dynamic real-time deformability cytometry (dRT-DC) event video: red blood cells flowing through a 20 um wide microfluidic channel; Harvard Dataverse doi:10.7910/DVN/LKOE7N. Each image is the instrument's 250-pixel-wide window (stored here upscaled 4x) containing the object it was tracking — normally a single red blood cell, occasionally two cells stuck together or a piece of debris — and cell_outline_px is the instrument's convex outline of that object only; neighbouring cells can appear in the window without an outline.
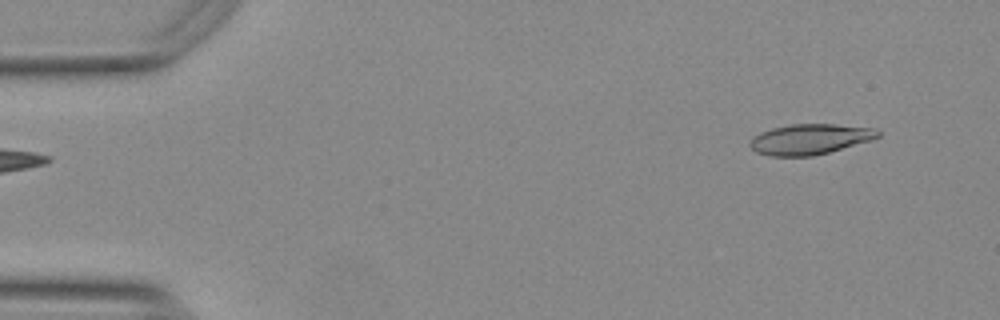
{"species": "Egyptian fruit bat (a non-hibernating species)", "species_latin": "Rousettus aegyptiacus", "temperature_condition": "warm", "stored_images_in_passage": 12, "camera_frame_rate_fps": 3000, "um_per_image_px": 0.085, "animal": {"sex": "female"}, "frame": {"image": 1, "passage_image": 1, "time_ms": 0.0, "image_size_px": [1000, 320], "cell_outline_px": [[880, 136], [872, 140], [828, 152], [812, 156], [772, 156], [756, 152], [748, 144], [760, 132], [772, 128], [792, 124], [836, 124], [876, 128], [880, 132]], "centroid_in_image_um": [68.87, 11.82], "position_along_channel_um": 16.1, "area_um2": 22.6}}
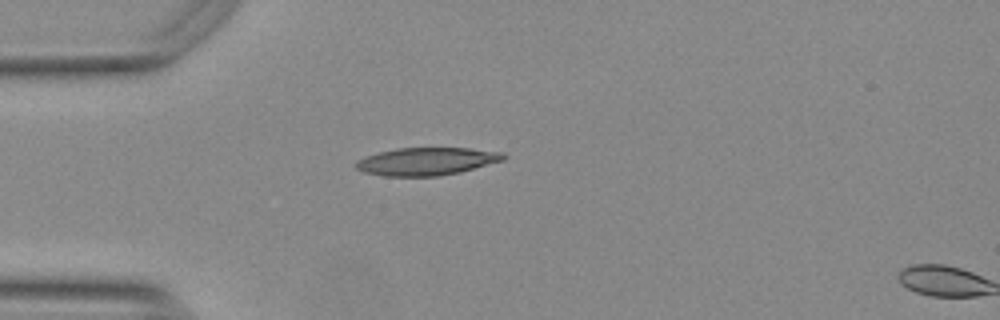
{"frame": {"image": 2, "passage_image": 11, "time_ms": 3.333, "image_size_px": [1000, 320], "cell_outline_px": [[508, 156], [504, 160], [460, 172], [440, 176], [384, 176], [364, 172], [356, 168], [356, 160], [364, 156], [396, 148], [468, 148], [500, 152]], "centroid_in_image_um": [36.25, 13.72], "position_along_channel_um": 48.7, "area_um2": 23.81}}